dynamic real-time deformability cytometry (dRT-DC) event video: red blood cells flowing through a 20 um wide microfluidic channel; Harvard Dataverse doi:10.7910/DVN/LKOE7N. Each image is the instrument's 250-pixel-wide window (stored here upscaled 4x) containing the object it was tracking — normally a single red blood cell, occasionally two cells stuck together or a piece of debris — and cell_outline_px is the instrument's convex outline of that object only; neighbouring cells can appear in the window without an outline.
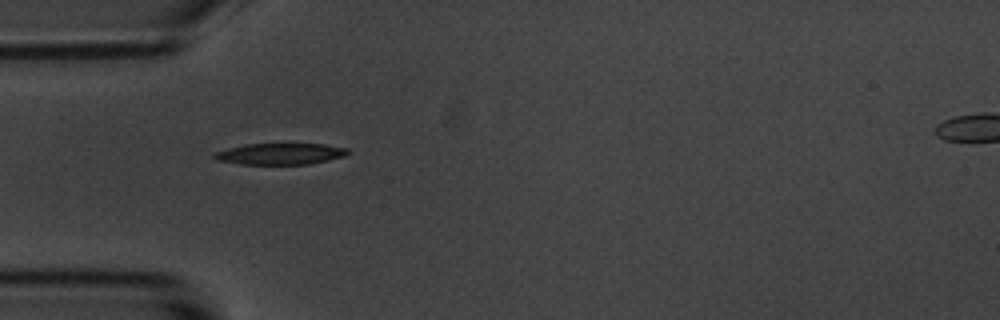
{"species": "common noctule bat (a hibernating species)", "species_latin": "Nyctalus noctula", "temperature_condition": "room temperature", "stored_images_in_passage": 33, "camera_frame_rate_fps": 3000, "um_per_image_px": 0.085, "animal": {"sex": "male", "body_mass_g": 20.1, "forearm_length_mm": 53.5}, "frame": {"image": 1, "passage_image": 1, "time_ms": 0.0, "image_size_px": [1000, 320], "cell_outline_px": [[352, 152], [344, 156], [328, 160], [308, 164], [240, 164], [216, 160], [212, 156], [212, 152], [244, 144], [324, 144], [348, 148]], "centroid_in_image_um": [23.8, 13.07], "position_along_channel_um": 61.2, "area_um2": 16.7}}
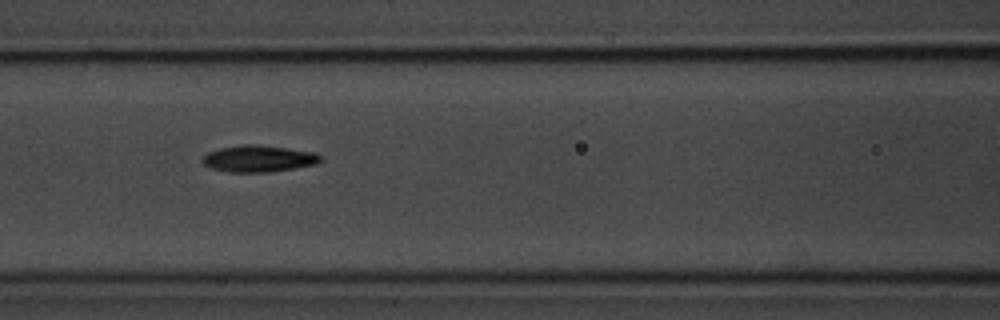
{"frame": {"image": 2, "passage_image": 8, "time_ms": 2.333, "image_size_px": [1000, 320], "cell_outline_px": [[320, 160], [316, 164], [268, 172], [228, 172], [212, 168], [204, 164], [200, 160], [208, 152], [220, 148], [244, 144], [256, 144], [312, 152], [320, 156]], "centroid_in_image_um": [21.91, 13.48], "position_along_channel_um": 144.7, "area_um2": 17.98}}
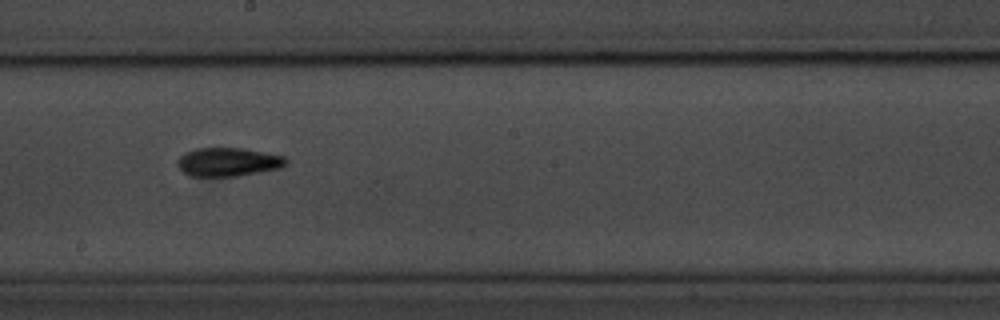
{"frame": {"image": 3, "passage_image": 15, "time_ms": 4.667, "image_size_px": [1000, 320], "cell_outline_px": [[288, 164], [280, 168], [236, 176], [188, 176], [176, 164], [176, 160], [184, 152], [196, 148], [244, 148], [284, 156], [288, 160]], "centroid_in_image_um": [19.37, 13.76], "position_along_channel_um": 228.8, "area_um2": 18.21}, "authors_computed_cell_mechanics": {"area_um2": 17.9758, "velocity_mm_per_s": 3.6134, "shape_relaxation_time_tau1_ms": 3.4811, "shape_relaxation_time_tau2_ms": 8.3336, "deformation_change_tau1": 0.1369, "deformation_change_tau2": 0.1825}}